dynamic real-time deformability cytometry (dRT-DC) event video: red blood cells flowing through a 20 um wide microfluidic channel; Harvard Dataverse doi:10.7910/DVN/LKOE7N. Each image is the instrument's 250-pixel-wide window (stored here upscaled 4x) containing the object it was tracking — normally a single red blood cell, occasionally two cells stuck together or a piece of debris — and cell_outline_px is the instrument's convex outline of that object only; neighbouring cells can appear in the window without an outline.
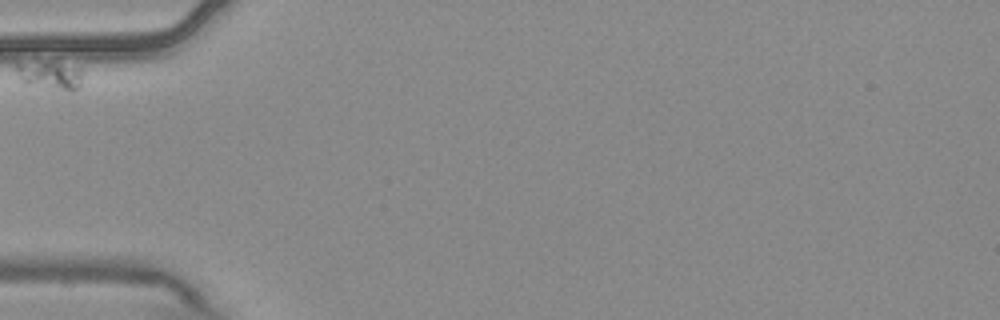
{"species": "common noctule bat (a hibernating species)", "species_latin": "Nyctalus noctula", "temperature_condition": "warm", "stored_images_in_passage": 7, "camera_frame_rate_fps": 3000, "um_per_image_px": 0.085, "animal": {"sex": "male", "body_mass_g": 20.4}, "frame": {"image": 1, "passage_image": 1, "time_ms": 0.0, "image_size_px": [1000, 320], "cell_outline_px": [[84, 72], [80, 84], [72, 92], [68, 92], [20, 84], [16, 68], [16, 64], [60, 64], [80, 68]], "centroid_in_image_um": [4.27, 6.49], "position_along_channel_um": 80.7, "area_um2": 10.81}}
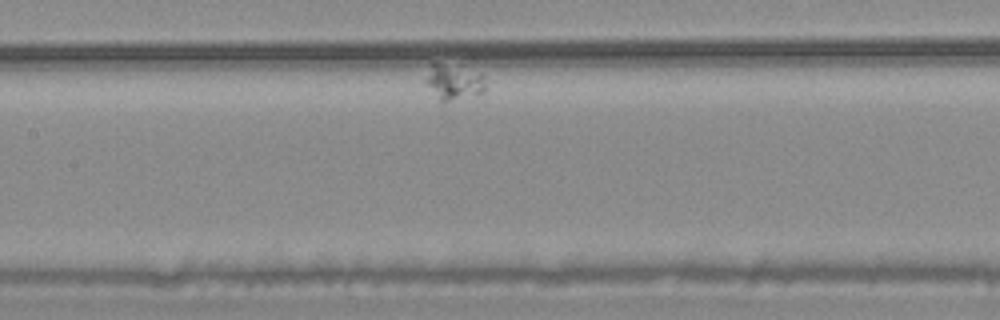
{"frame": {"image": 2, "passage_image": 5, "time_ms": 1.333, "image_size_px": [1000, 320], "cell_outline_px": [[484, 92], [448, 100], [440, 100], [424, 84], [424, 80], [432, 60], [436, 60], [484, 76]], "centroid_in_image_um": [38.46, 6.92], "position_along_channel_um": 168.9, "area_um2": 12.02}}
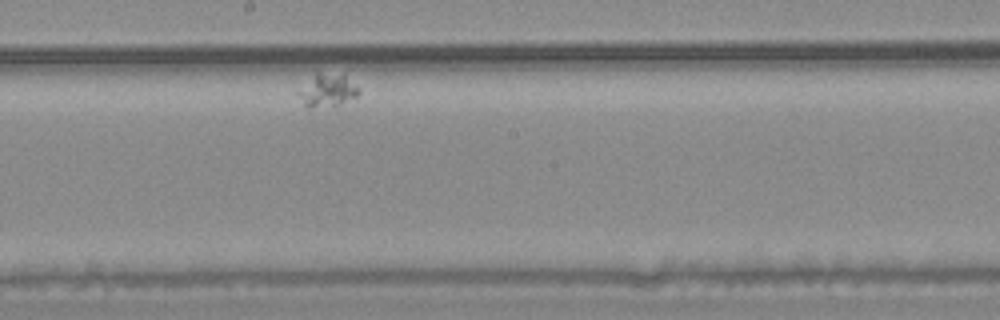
{"frame": {"image": 3, "passage_image": 7, "time_ms": 2.0, "image_size_px": [1000, 320], "cell_outline_px": [[360, 92], [356, 96], [336, 104], [308, 108], [304, 104], [296, 92], [316, 72], [320, 72], [344, 76], [360, 88]], "centroid_in_image_um": [27.79, 7.66], "position_along_channel_um": 220.4, "area_um2": 11.1}}